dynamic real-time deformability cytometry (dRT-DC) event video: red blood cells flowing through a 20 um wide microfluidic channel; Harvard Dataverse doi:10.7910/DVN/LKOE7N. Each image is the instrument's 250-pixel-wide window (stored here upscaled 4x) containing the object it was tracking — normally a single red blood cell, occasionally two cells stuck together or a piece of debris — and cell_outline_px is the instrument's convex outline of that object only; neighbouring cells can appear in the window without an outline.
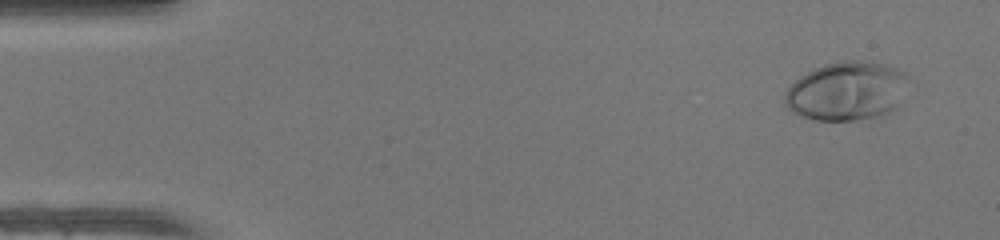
{"species": "human", "species_latin": "Homo sapiens", "temperature_condition": "warm", "stored_images_in_passage": 49, "camera_frame_rate_fps": 3000, "um_per_image_px": 0.085, "donor": {"sex": "female"}, "frame": {"image": 1, "passage_image": 3, "time_ms": 0.667, "image_size_px": [1000, 240], "cell_outline_px": [[908, 76], [896, 108], [888, 112], [876, 116], [856, 120], [816, 120], [800, 116], [792, 112], [784, 104], [784, 92], [800, 76], [824, 64], [848, 60], [860, 60], [888, 64], [904, 72]], "centroid_in_image_um": [71.93, 7.73], "position_along_channel_um": 13.1, "area_um2": 42.08}}
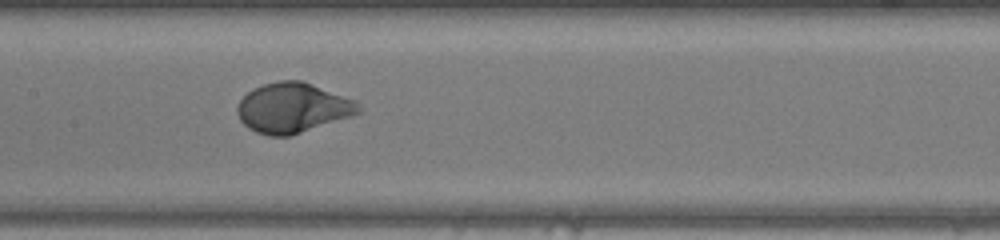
{"frame": {"image": 2, "passage_image": 24, "time_ms": 7.667, "image_size_px": [1000, 240], "cell_outline_px": [[360, 112], [352, 116], [288, 136], [268, 136], [256, 132], [248, 128], [240, 120], [236, 112], [236, 104], [252, 88], [276, 80], [300, 80], [356, 100], [360, 108]], "centroid_in_image_um": [24.84, 9.16], "position_along_channel_um": 182.6, "area_um2": 35.2}}
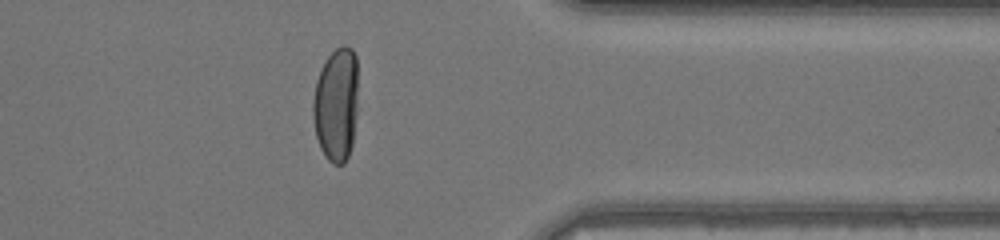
{"frame": {"image": 3, "passage_image": 39, "time_ms": 12.667, "image_size_px": [1000, 240], "cell_outline_px": [[356, 112], [352, 144], [348, 156], [344, 164], [332, 164], [324, 156], [320, 148], [316, 136], [312, 116], [312, 104], [316, 80], [320, 68], [328, 56], [336, 48], [344, 44], [352, 48], [356, 56]], "centroid_in_image_um": [28.55, 8.88], "position_along_channel_um": 382.9, "area_um2": 30.06}, "authors_computed_cell_mechanics": {"area_um2": 35.2002, "velocity_mm_per_s": 4.2415, "shape_relaxation_time_tau1_ms": 3.4224, "shape_relaxation_time_tau2_ms": null, "deformation_change_tau1": 0.215, "deformation_change_tau2": null}}